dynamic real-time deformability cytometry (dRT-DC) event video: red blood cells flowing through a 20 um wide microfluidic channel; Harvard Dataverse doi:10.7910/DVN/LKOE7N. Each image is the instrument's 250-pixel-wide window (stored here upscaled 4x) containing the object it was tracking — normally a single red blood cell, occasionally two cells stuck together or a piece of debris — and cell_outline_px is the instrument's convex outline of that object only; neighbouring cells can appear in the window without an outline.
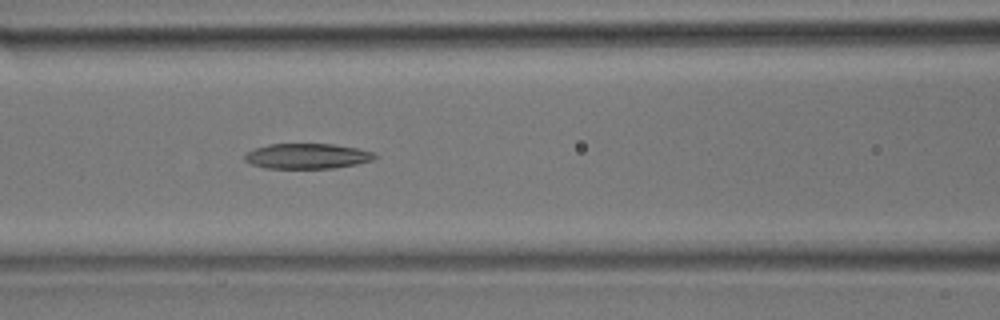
{"species": "common noctule bat (a hibernating species)", "species_latin": "Nyctalus noctula", "temperature_condition": "room temperature", "stored_images_in_passage": 30, "camera_frame_rate_fps": 3000, "um_per_image_px": 0.085, "animal": {"sex": "male", "body_mass_g": 17.9}, "frame": {"image": 1, "passage_image": 8, "time_ms": 2.333, "image_size_px": [1000, 320], "cell_outline_px": [[376, 156], [372, 160], [356, 164], [332, 168], [264, 168], [252, 164], [244, 160], [244, 152], [268, 144], [332, 144], [356, 148], [372, 152]], "centroid_in_image_um": [26.04, 13.27], "position_along_channel_um": 140.6, "area_um2": 19.02}}
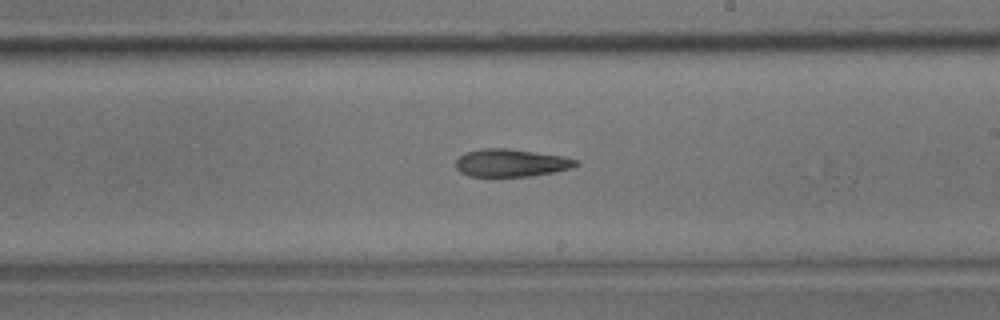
{"frame": {"image": 2, "passage_image": 14, "time_ms": 4.333, "image_size_px": [1000, 320], "cell_outline_px": [[580, 164], [572, 168], [556, 172], [532, 176], [468, 176], [460, 172], [456, 168], [456, 160], [464, 152], [484, 148], [508, 148], [560, 156], [576, 160]], "centroid_in_image_um": [43.42, 13.85], "position_along_channel_um": 245.6, "area_um2": 19.36}}
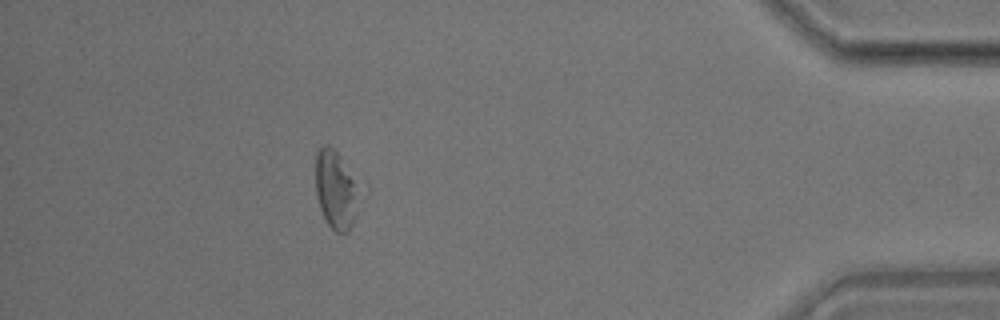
{"frame": {"image": 3, "passage_image": 26, "time_ms": 8.333, "image_size_px": [1000, 320], "cell_outline_px": [[368, 196], [348, 232], [336, 232], [328, 224], [320, 208], [316, 196], [316, 152], [324, 144], [328, 144], [340, 156], [368, 188]], "centroid_in_image_um": [28.75, 16.14], "position_along_channel_um": 406.5, "area_um2": 22.02}}